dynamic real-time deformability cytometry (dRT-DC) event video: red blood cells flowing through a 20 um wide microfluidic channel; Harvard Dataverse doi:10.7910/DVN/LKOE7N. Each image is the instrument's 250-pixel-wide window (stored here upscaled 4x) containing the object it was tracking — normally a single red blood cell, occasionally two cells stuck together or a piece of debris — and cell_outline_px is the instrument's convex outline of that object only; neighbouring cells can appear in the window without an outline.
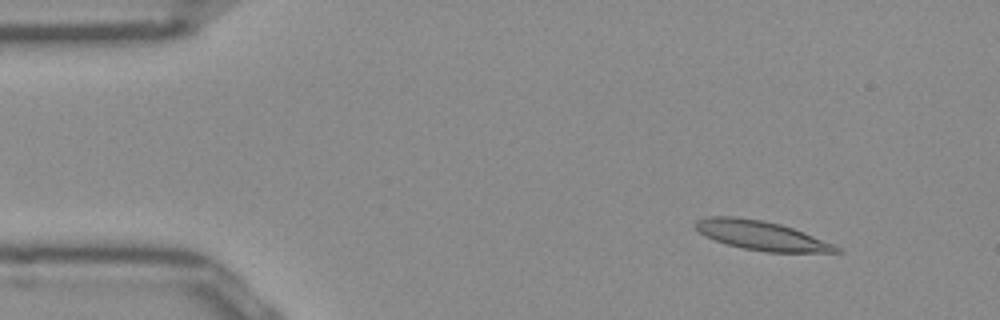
{"species": "Egyptian fruit bat (a non-hibernating species)", "species_latin": "Rousettus aegyptiacus", "temperature_condition": "room temperature", "stored_images_in_passage": 13, "camera_frame_rate_fps": 3000, "um_per_image_px": 0.085, "frame": {"image": 1, "passage_image": 6, "time_ms": 1.667, "image_size_px": [1000, 320], "cell_outline_px": [[844, 252], [768, 252], [744, 248], [728, 244], [704, 236], [696, 228], [696, 220], [708, 216], [732, 216], [764, 220], [780, 224], [804, 232], [832, 244], [840, 248]], "centroid_in_image_um": [64.7, 20.0], "position_along_channel_um": 20.3, "area_um2": 23.64}}